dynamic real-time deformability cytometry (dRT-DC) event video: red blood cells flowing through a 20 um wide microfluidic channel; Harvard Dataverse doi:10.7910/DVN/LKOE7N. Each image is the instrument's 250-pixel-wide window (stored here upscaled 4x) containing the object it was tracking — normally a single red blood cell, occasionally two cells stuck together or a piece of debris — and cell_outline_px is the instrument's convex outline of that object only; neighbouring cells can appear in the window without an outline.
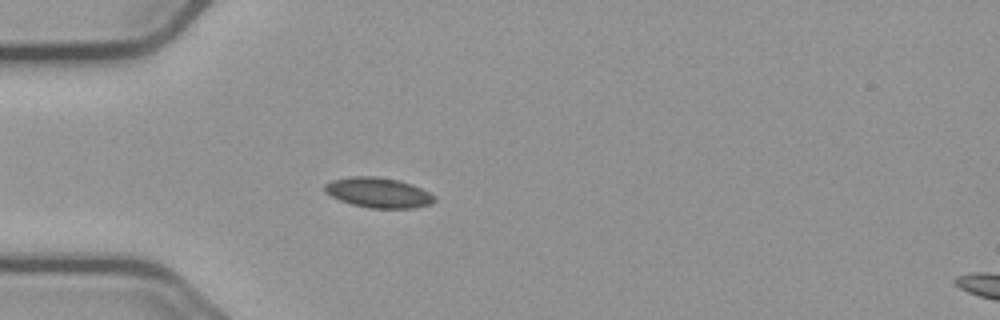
{"species": "common noctule bat (a hibernating species)", "species_latin": "Nyctalus noctula", "temperature_condition": "cold", "stored_images_in_passage": 48, "camera_frame_rate_fps": 3000, "um_per_image_px": 0.085, "animal": {"sex": "male", "body_mass_g": 23.1, "forearm_length_mm": 52.7}, "frame": {"image": 1, "passage_image": 8, "time_ms": 2.333, "image_size_px": [1000, 320], "cell_outline_px": [[436, 200], [432, 204], [416, 208], [368, 208], [352, 204], [340, 200], [324, 192], [324, 184], [332, 180], [352, 176], [376, 176], [396, 180], [412, 184], [436, 196]], "centroid_in_image_um": [32.17, 16.38], "position_along_channel_um": 52.8, "area_um2": 19.31}}
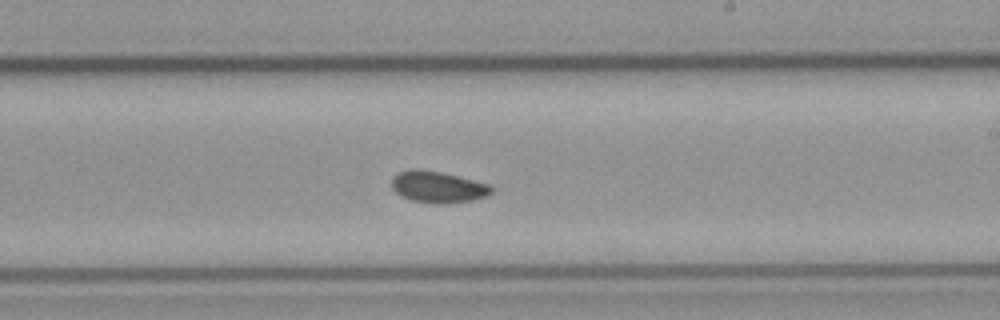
{"frame": {"image": 2, "passage_image": 25, "time_ms": 8.0, "image_size_px": [1000, 320], "cell_outline_px": [[496, 188], [488, 196], [472, 200], [440, 204], [412, 200], [396, 192], [392, 188], [392, 176], [396, 172], [412, 168], [420, 168], [440, 172], [492, 184]], "centroid_in_image_um": [37.25, 15.87], "position_along_channel_um": 251.7, "area_um2": 18.5}}
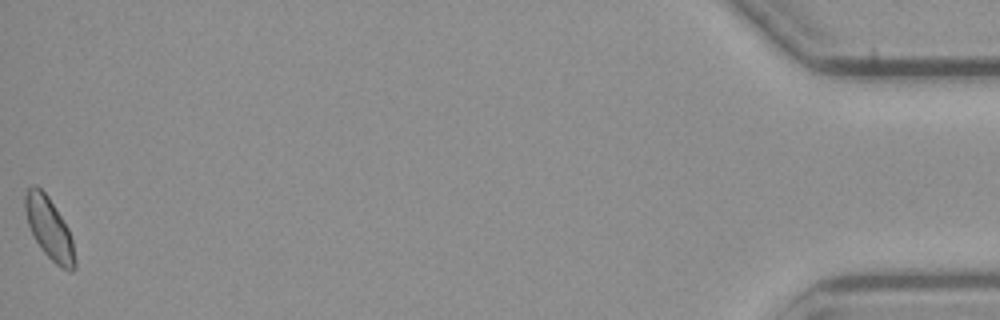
{"frame": {"image": 3, "passage_image": 48, "time_ms": 15.667, "image_size_px": [1000, 320], "cell_outline_px": [[76, 268], [72, 272], [68, 272], [56, 264], [44, 252], [36, 240], [28, 224], [24, 208], [24, 192], [32, 184], [36, 184], [48, 196], [68, 228], [72, 240], [76, 260]], "centroid_in_image_um": [4.18, 19.41], "position_along_channel_um": 431.0, "area_um2": 17.86}, "authors_computed_cell_mechanics": {"area_um2": 17.918, "velocity_mm_per_s": 3.6656, "shape_relaxation_time_tau1_ms": 7.1523, "shape_relaxation_time_tau2_ms": null, "deformation_change_tau1": 0.0703, "deformation_change_tau2": null}}